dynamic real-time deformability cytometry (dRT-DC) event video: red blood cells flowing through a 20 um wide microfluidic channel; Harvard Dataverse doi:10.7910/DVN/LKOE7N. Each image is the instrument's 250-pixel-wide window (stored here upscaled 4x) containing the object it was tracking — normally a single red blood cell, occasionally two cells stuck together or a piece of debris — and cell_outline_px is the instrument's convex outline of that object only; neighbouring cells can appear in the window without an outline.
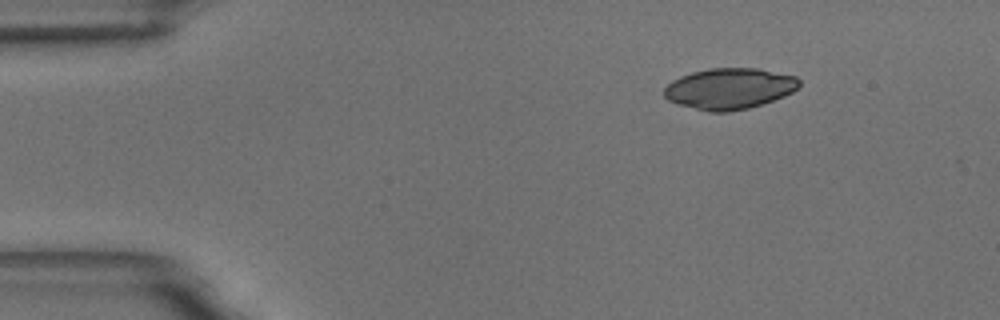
{"species": "common noctule bat (a hibernating species)", "species_latin": "Nyctalus noctula", "temperature_condition": "room temperature", "stored_images_in_passage": 48, "camera_frame_rate_fps": 3000, "um_per_image_px": 0.085, "animal": {"sex": "male", "body_mass_g": 18.8}, "frame": {"image": 1, "passage_image": 1, "time_ms": 0.0, "image_size_px": [1000, 320], "cell_outline_px": [[800, 84], [792, 92], [784, 96], [748, 108], [728, 112], [708, 112], [676, 104], [668, 100], [664, 96], [664, 88], [672, 80], [680, 76], [692, 72], [708, 68], [760, 68], [796, 76], [800, 80]], "centroid_in_image_um": [61.98, 7.53], "position_along_channel_um": 23.0, "area_um2": 32.43}}
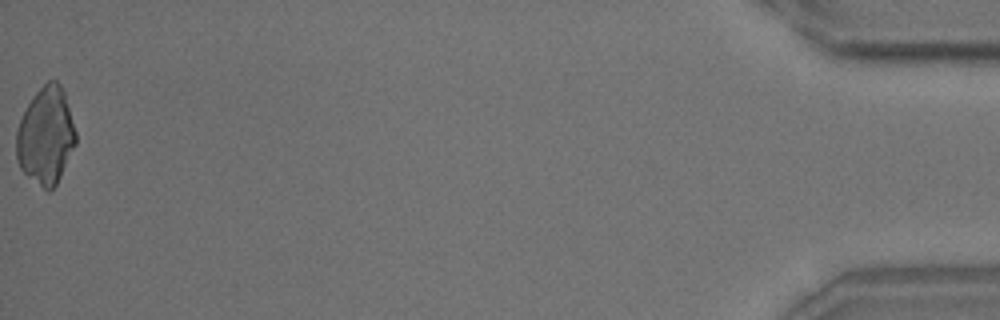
{"frame": {"image": 2, "passage_image": 48, "time_ms": 15.667, "image_size_px": [1000, 320], "cell_outline_px": [[76, 144], [56, 184], [48, 192], [28, 176], [20, 168], [16, 160], [16, 132], [20, 120], [32, 96], [48, 80], [56, 80], [60, 84], [64, 92], [76, 132]], "centroid_in_image_um": [3.89, 11.54], "position_along_channel_um": 431.3, "area_um2": 33.41}}